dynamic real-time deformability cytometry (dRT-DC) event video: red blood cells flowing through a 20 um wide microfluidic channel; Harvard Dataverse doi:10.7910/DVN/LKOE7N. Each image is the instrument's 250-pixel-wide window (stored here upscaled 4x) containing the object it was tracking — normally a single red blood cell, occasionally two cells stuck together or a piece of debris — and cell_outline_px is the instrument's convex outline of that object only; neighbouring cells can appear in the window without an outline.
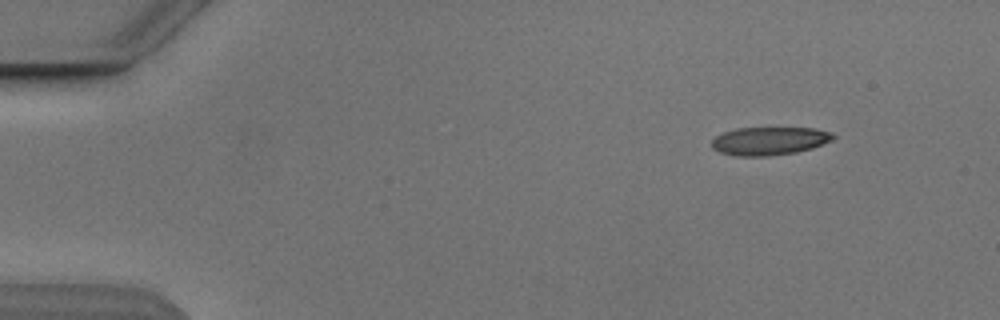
{"species": "Egyptian fruit bat (a non-hibernating species)", "species_latin": "Rousettus aegyptiacus", "temperature_condition": "cold", "stored_images_in_passage": 4, "camera_frame_rate_fps": 3000, "um_per_image_px": 0.085, "animal": {"sex": "male"}, "frame": {"image": 1, "passage_image": 1, "time_ms": 0.0, "image_size_px": [1000, 320], "cell_outline_px": [[836, 136], [832, 140], [812, 148], [796, 152], [768, 156], [736, 156], [720, 152], [712, 148], [712, 140], [716, 136], [724, 132], [736, 128], [816, 128], [832, 132]], "centroid_in_image_um": [65.41, 11.98], "position_along_channel_um": 19.6, "area_um2": 19.94}}